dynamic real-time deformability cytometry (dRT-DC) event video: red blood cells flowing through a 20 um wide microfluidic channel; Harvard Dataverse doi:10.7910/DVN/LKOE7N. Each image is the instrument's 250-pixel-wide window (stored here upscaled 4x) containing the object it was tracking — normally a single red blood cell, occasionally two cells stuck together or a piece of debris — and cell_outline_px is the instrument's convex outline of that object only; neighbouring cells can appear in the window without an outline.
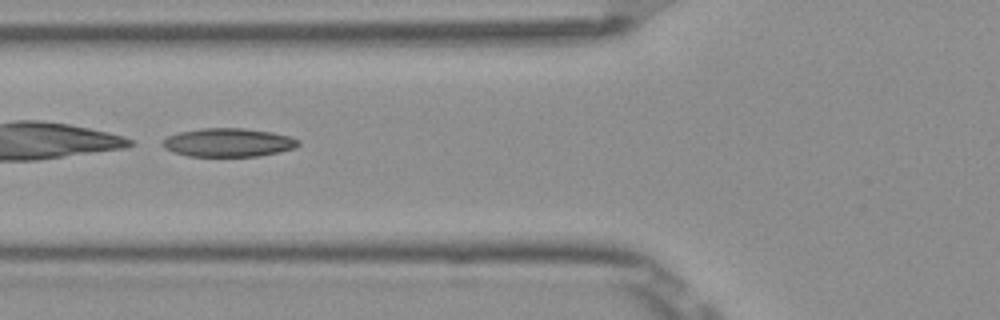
{"species": "Egyptian fruit bat (a non-hibernating species)", "species_latin": "Rousettus aegyptiacus", "temperature_condition": "room temperature", "stored_images_in_passage": 46, "camera_frame_rate_fps": 3000, "um_per_image_px": 0.085, "frame": {"image": 1, "passage_image": 15, "time_ms": 4.667, "image_size_px": [1000, 320], "cell_outline_px": [[300, 144], [296, 148], [280, 152], [260, 156], [188, 156], [164, 148], [160, 144], [160, 140], [168, 136], [180, 132], [200, 128], [244, 128], [272, 132], [292, 136], [300, 140]], "centroid_in_image_um": [19.44, 12.11], "position_along_channel_um": 106.4, "area_um2": 22.83}}
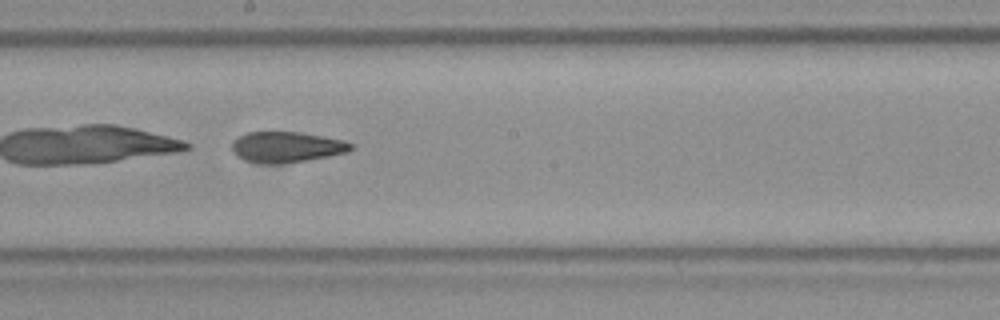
{"frame": {"image": 2, "passage_image": 24, "time_ms": 7.667, "image_size_px": [1000, 320], "cell_outline_px": [[352, 148], [348, 152], [328, 156], [280, 164], [260, 164], [244, 160], [236, 156], [232, 152], [232, 140], [236, 136], [248, 132], [300, 132], [344, 140], [352, 144]], "centroid_in_image_um": [24.29, 12.5], "position_along_channel_um": 223.9, "area_um2": 21.44}}
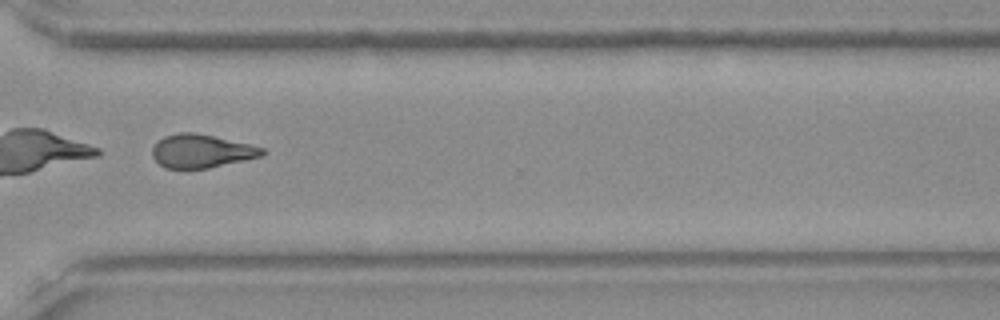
{"frame": {"image": 3, "passage_image": 34, "time_ms": 11.0, "image_size_px": [1000, 320], "cell_outline_px": [[268, 152], [260, 156], [244, 160], [208, 168], [164, 168], [152, 156], [152, 148], [164, 136], [180, 132], [192, 132], [212, 136], [248, 144], [264, 148]], "centroid_in_image_um": [17.11, 12.84], "position_along_channel_um": 353.5, "area_um2": 21.04}, "authors_computed_cell_mechanics": {"area_um2": 23.6402, "velocity_mm_per_s": 3.891, "shape_relaxation_time_tau1_ms": 1.4525, "shape_relaxation_time_tau2_ms": 7.3437, "deformation_change_tau1": 0.2643, "deformation_change_tau2": 0.1641}}